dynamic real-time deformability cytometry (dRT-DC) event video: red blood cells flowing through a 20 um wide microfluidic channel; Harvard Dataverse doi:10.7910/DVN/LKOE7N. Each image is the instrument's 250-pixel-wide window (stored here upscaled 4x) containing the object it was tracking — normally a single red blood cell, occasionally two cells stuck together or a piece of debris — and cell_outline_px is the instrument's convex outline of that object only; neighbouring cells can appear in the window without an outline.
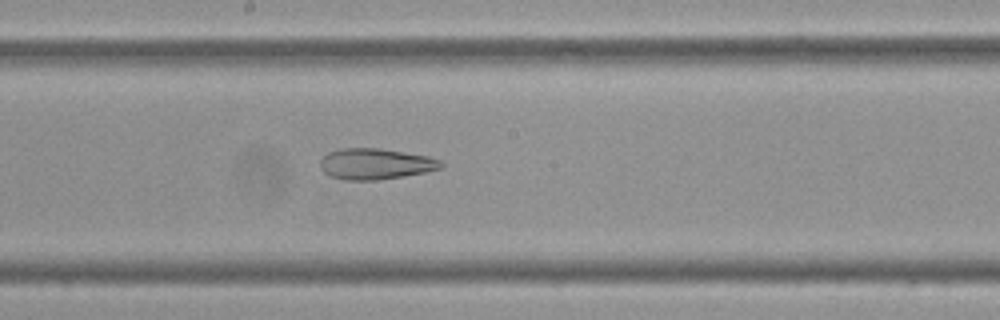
{"species": "Egyptian fruit bat (a non-hibernating species)", "species_latin": "Rousettus aegyptiacus", "temperature_condition": "cold", "stored_images_in_passage": 54, "camera_frame_rate_fps": 3000, "um_per_image_px": 0.085, "frame": {"image": 1, "passage_image": 27, "time_ms": 8.667, "image_size_px": [1000, 320], "cell_outline_px": [[444, 164], [440, 168], [424, 172], [404, 176], [376, 180], [344, 180], [332, 176], [324, 172], [320, 168], [320, 160], [328, 152], [340, 148], [380, 148], [428, 156], [440, 160]], "centroid_in_image_um": [31.89, 13.92], "position_along_channel_um": 216.3, "area_um2": 21.73}}
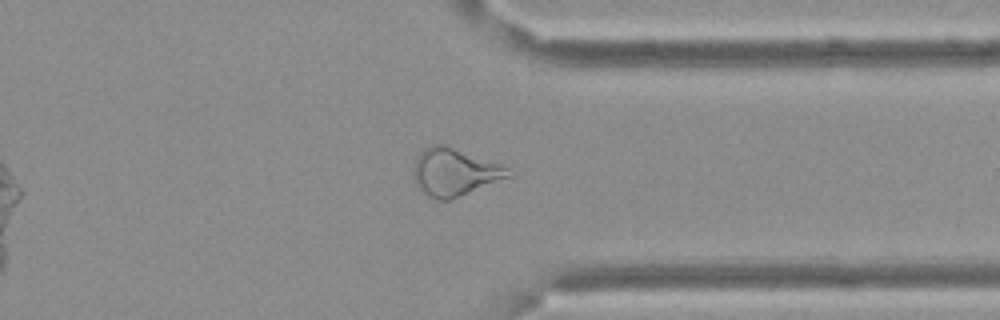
{"frame": {"image": 2, "passage_image": 41, "time_ms": 13.333, "image_size_px": [1000, 320], "cell_outline_px": [[512, 176], [448, 200], [440, 200], [428, 196], [420, 192], [416, 184], [412, 172], [416, 160], [420, 152], [424, 148], [432, 144], [448, 144], [500, 164], [508, 168]], "centroid_in_image_um": [38.6, 14.61], "position_along_channel_um": 372.8, "area_um2": 26.3}}
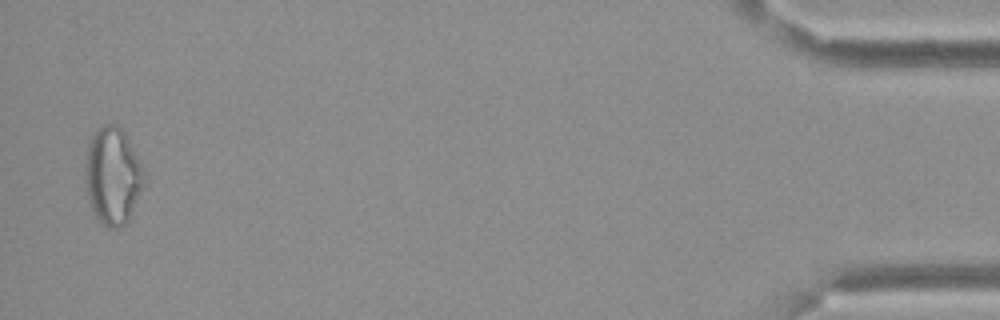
{"frame": {"image": 3, "passage_image": 53, "time_ms": 17.333, "image_size_px": [1000, 320], "cell_outline_px": [[148, 180], [128, 220], [120, 228], [108, 228], [96, 216], [92, 208], [88, 196], [84, 172], [88, 144], [96, 128], [104, 124], [120, 124], [124, 128], [148, 176]], "centroid_in_image_um": [9.64, 14.9], "position_along_channel_um": 425.6, "area_um2": 34.1}, "authors_computed_cell_mechanics": {"area_um2": 28.0619, "velocity_mm_per_s": 3.3896, "shape_relaxation_time_tau1_ms": null, "shape_relaxation_time_tau2_ms": 4.8994, "deformation_change_tau1": null, "deformation_change_tau2": 0.143}}